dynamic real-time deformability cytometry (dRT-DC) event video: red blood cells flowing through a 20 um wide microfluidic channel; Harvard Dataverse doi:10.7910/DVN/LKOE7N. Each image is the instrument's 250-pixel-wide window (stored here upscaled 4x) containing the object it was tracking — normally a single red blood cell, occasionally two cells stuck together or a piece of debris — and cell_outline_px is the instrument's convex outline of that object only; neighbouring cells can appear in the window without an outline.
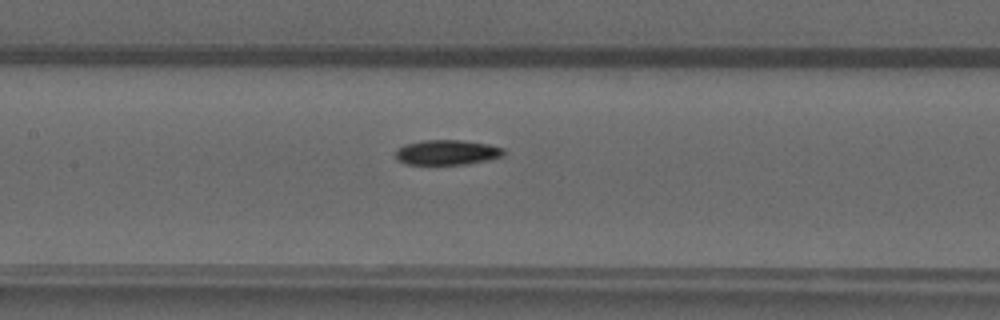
{"species": "common noctule bat (a hibernating species)", "species_latin": "Nyctalus noctula", "temperature_condition": "warm", "stored_images_in_passage": 49, "camera_frame_rate_fps": 3000, "um_per_image_px": 0.085, "animal": {"sex": "male", "forearm_length_mm": 52.5}, "frame": {"image": 1, "passage_image": 24, "time_ms": 7.667, "image_size_px": [1000, 320], "cell_outline_px": [[504, 156], [488, 160], [468, 164], [404, 164], [396, 160], [396, 148], [404, 144], [424, 140], [460, 140], [488, 144], [504, 148]], "centroid_in_image_um": [37.98, 12.95], "position_along_channel_um": 169.4, "area_um2": 15.9}}
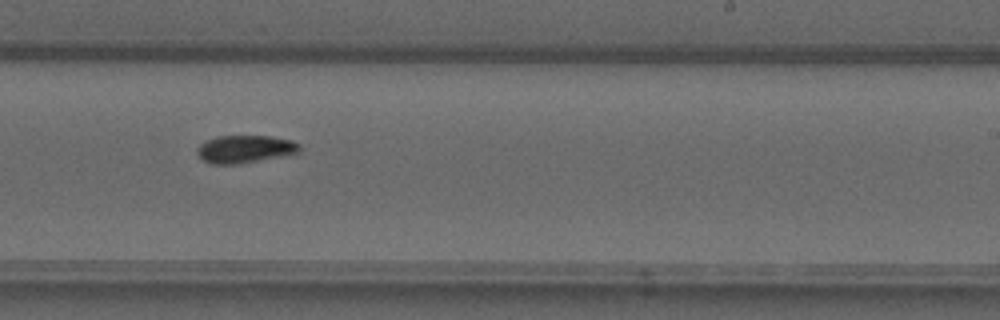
{"frame": {"image": 2, "passage_image": 31, "time_ms": 10.0, "image_size_px": [1000, 320], "cell_outline_px": [[300, 152], [240, 164], [208, 164], [196, 152], [196, 148], [200, 144], [216, 136], [268, 136], [292, 140], [300, 144]], "centroid_in_image_um": [20.8, 12.67], "position_along_channel_um": 268.2, "area_um2": 16.47}}
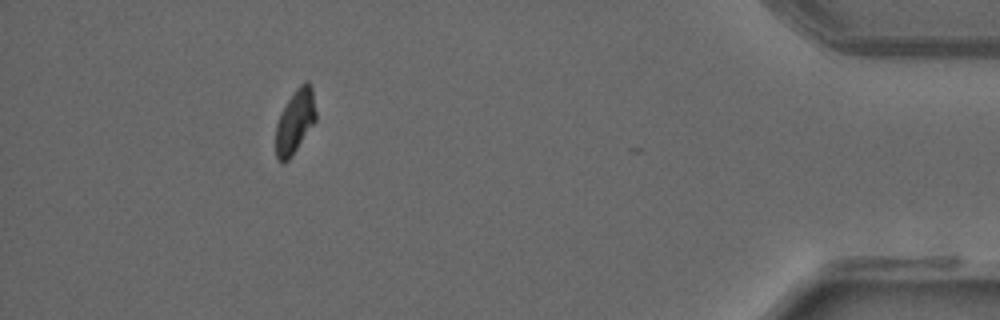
{"frame": {"image": 3, "passage_image": 45, "time_ms": 14.667, "image_size_px": [1000, 320], "cell_outline_px": [[316, 120], [292, 156], [284, 164], [276, 156], [276, 124], [288, 100], [296, 88], [304, 80], [308, 80], [312, 88], [316, 112]], "centroid_in_image_um": [25.09, 10.31], "position_along_channel_um": 410.1, "area_um2": 14.8}}